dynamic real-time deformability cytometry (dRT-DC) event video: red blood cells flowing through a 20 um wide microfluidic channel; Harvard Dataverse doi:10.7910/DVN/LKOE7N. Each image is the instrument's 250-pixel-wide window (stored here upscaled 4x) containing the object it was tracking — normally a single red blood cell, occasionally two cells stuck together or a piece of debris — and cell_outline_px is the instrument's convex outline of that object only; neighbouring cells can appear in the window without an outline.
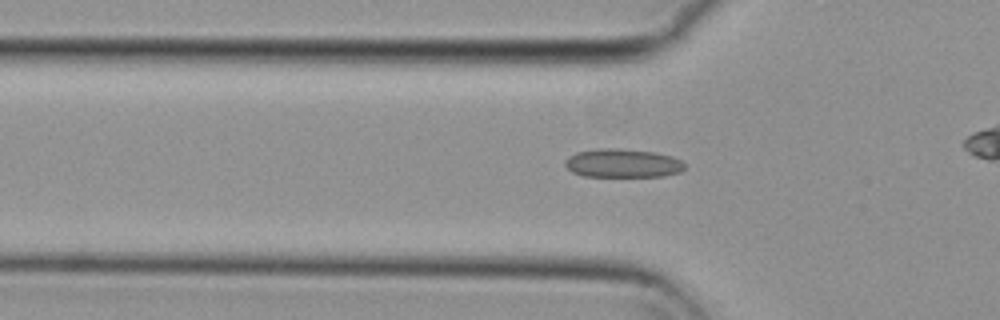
{"species": "common noctule bat (a hibernating species)", "species_latin": "Nyctalus noctula", "temperature_condition": "cold", "stored_images_in_passage": 18, "camera_frame_rate_fps": 3000, "um_per_image_px": 0.085, "animal": {"sex": "female", "body_mass_g": 29.2, "forearm_length_mm": 56.3}, "frame": {"image": 1, "passage_image": 6, "time_ms": 1.667, "image_size_px": [1000, 320], "cell_outline_px": [[684, 168], [680, 172], [664, 176], [584, 176], [572, 172], [564, 164], [564, 160], [568, 156], [576, 152], [596, 148], [620, 148], [656, 152], [672, 156], [680, 160], [684, 164]], "centroid_in_image_um": [52.9, 13.86], "position_along_channel_um": 72.9, "area_um2": 20.11}}
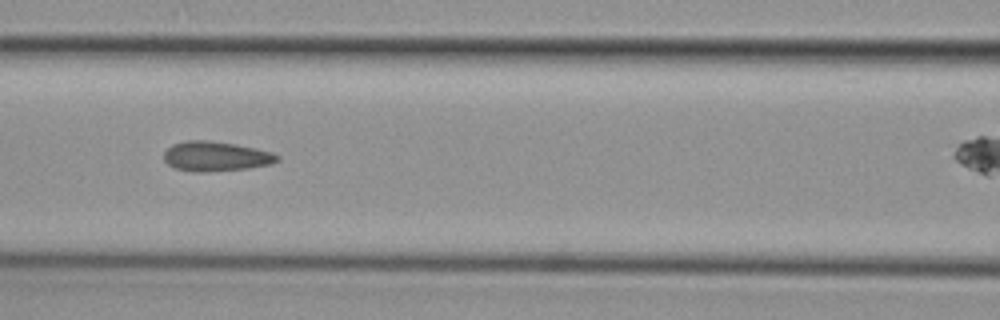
{"frame": {"image": 2, "passage_image": 12, "time_ms": 3.667, "image_size_px": [1000, 320], "cell_outline_px": [[280, 160], [272, 164], [248, 168], [208, 172], [192, 172], [176, 168], [168, 164], [164, 160], [164, 152], [172, 144], [184, 140], [208, 140], [236, 144], [256, 148], [272, 152], [280, 156]], "centroid_in_image_um": [18.36, 13.28], "position_along_channel_um": 148.2, "area_um2": 19.88}}
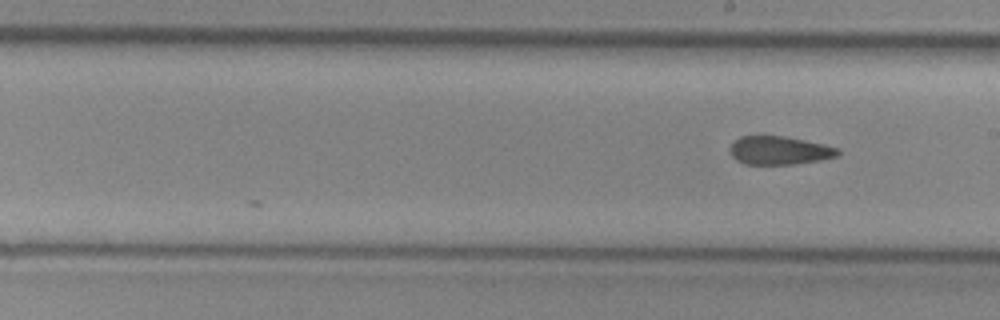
{"frame": {"image": 3, "passage_image": 18, "time_ms": 5.667, "image_size_px": [1000, 320], "cell_outline_px": [[840, 156], [820, 160], [796, 164], [744, 164], [736, 160], [732, 156], [728, 148], [740, 136], [784, 136], [824, 144], [840, 148]], "centroid_in_image_um": [66.27, 12.79], "position_along_channel_um": 222.7, "area_um2": 17.98}}